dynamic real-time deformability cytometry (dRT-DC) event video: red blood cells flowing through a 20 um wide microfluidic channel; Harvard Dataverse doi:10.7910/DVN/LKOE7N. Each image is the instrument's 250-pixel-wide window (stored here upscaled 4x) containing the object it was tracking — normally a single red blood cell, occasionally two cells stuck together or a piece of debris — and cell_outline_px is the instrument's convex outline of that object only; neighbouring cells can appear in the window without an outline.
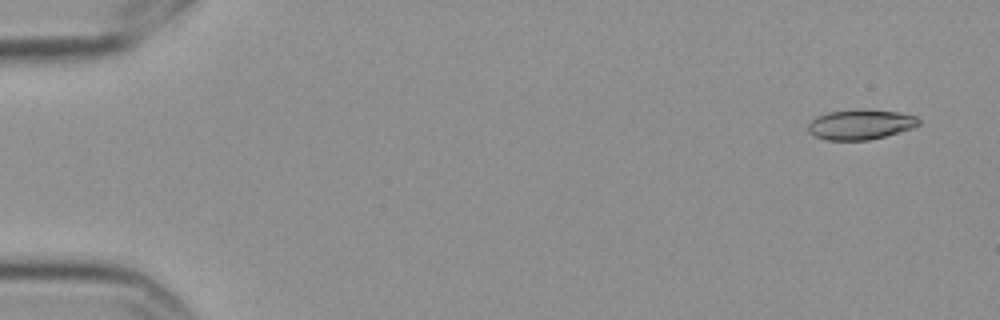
{"species": "Egyptian fruit bat (a non-hibernating species)", "species_latin": "Rousettus aegyptiacus", "temperature_condition": "cold", "stored_images_in_passage": 15, "camera_frame_rate_fps": 3000, "um_per_image_px": 0.085, "frame": {"image": 1, "passage_image": 1, "time_ms": 0.0, "image_size_px": [1000, 320], "cell_outline_px": [[920, 124], [912, 128], [900, 132], [868, 140], [828, 140], [816, 136], [808, 132], [808, 124], [816, 116], [828, 112], [896, 112], [916, 116], [920, 120]], "centroid_in_image_um": [73.13, 10.63], "position_along_channel_um": 11.9, "area_um2": 18.44}}
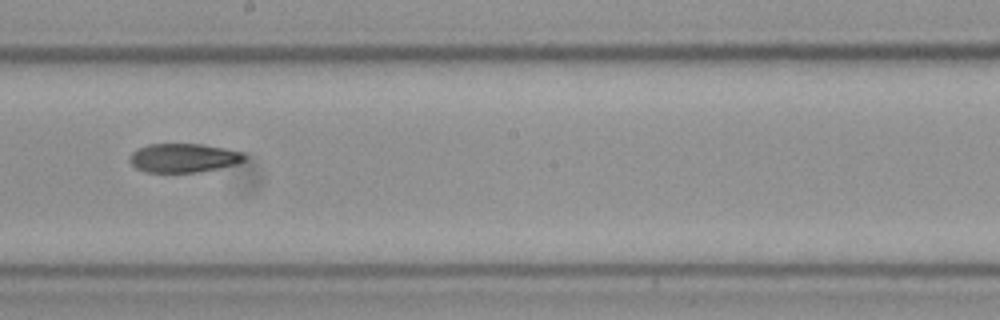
{"frame": {"image": 2, "passage_image": 9, "time_ms": 2.667, "image_size_px": [1000, 320], "cell_outline_px": [[248, 156], [244, 160], [236, 164], [196, 172], [144, 172], [136, 168], [128, 160], [128, 156], [136, 148], [148, 144], [204, 144], [244, 152]], "centroid_in_image_um": [15.57, 13.41], "position_along_channel_um": 232.6, "area_um2": 19.48}}
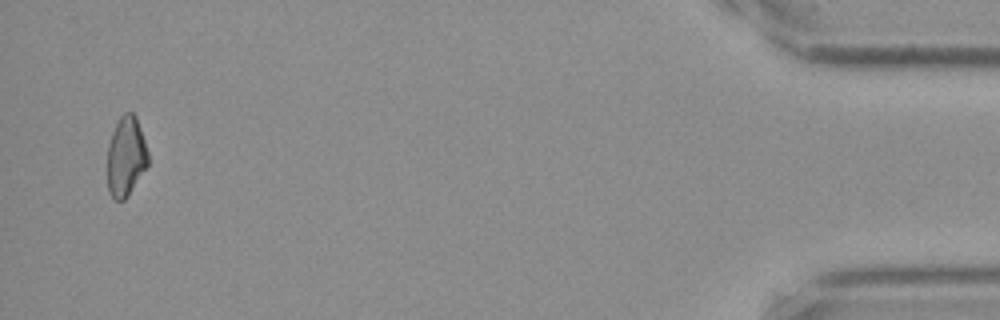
{"frame": {"image": 3, "passage_image": 15, "time_ms": 4.667, "image_size_px": [1000, 320], "cell_outline_px": [[148, 164], [128, 196], [124, 200], [116, 200], [112, 196], [108, 188], [108, 144], [112, 132], [120, 116], [124, 112], [132, 112], [136, 116], [148, 152]], "centroid_in_image_um": [10.7, 13.29], "position_along_channel_um": 424.5, "area_um2": 18.73}}